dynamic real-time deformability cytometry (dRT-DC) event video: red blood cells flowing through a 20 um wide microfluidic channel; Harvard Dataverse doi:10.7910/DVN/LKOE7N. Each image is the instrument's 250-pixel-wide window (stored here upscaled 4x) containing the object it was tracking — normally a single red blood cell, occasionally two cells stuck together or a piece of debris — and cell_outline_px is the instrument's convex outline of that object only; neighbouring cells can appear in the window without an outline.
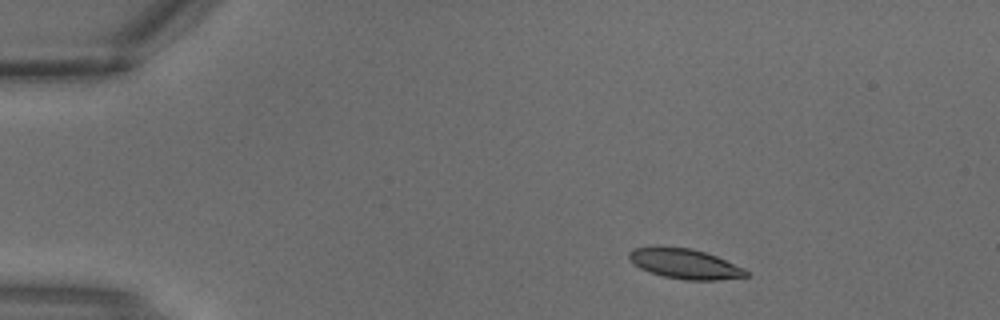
{"species": "common noctule bat (a hibernating species)", "species_latin": "Nyctalus noctula", "temperature_condition": "warm", "stored_images_in_passage": 2, "camera_frame_rate_fps": 3000, "um_per_image_px": 0.085, "animal": {"sex": "male", "body_mass_g": 18.8}, "frame": {"image": 1, "passage_image": 1, "time_ms": 0.0, "image_size_px": [1000, 320], "cell_outline_px": [[748, 276], [716, 280], [684, 280], [664, 276], [648, 272], [640, 268], [628, 256], [628, 252], [632, 248], [692, 248], [716, 256], [744, 268], [748, 272]], "centroid_in_image_um": [58.24, 22.44], "position_along_channel_um": 26.8, "area_um2": 19.94}}